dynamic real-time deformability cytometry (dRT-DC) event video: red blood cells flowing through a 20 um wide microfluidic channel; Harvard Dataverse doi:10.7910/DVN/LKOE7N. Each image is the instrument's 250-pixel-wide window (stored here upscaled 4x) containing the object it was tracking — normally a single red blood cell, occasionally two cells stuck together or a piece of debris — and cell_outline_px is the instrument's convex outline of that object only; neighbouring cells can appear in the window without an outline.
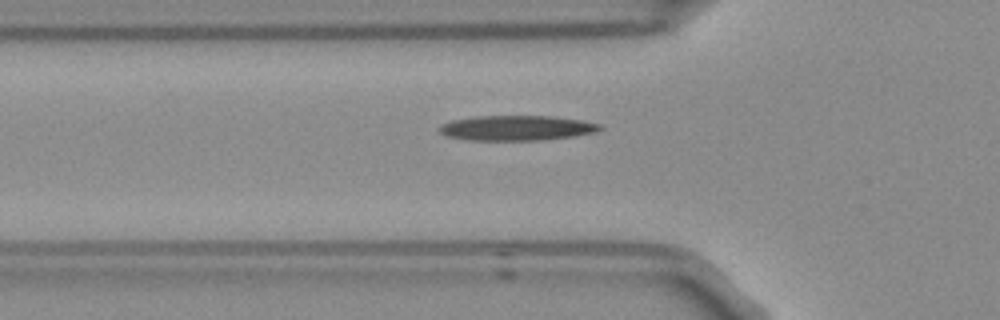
{"species": "Egyptian fruit bat (a non-hibernating species)", "species_latin": "Rousettus aegyptiacus", "temperature_condition": "room temperature", "stored_images_in_passage": 2, "camera_frame_rate_fps": 3000, "um_per_image_px": 0.085, "frame": {"image": 1, "passage_image": 2, "time_ms": 0.333, "image_size_px": [1000, 320], "cell_outline_px": [[604, 128], [592, 132], [572, 136], [540, 140], [468, 140], [444, 136], [440, 132], [440, 124], [452, 120], [476, 116], [556, 116], [580, 120], [600, 124]], "centroid_in_image_um": [43.87, 10.87], "position_along_channel_um": 81.9, "area_um2": 23.35}}